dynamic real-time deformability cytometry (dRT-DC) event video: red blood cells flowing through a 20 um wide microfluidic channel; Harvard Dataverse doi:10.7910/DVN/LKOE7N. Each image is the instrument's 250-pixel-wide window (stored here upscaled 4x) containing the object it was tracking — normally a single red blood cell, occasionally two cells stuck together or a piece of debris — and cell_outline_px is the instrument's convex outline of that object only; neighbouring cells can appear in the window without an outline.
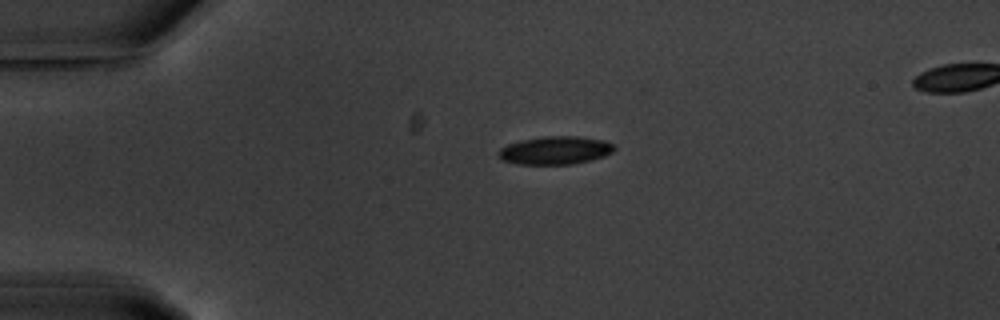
{"species": "common noctule bat (a hibernating species)", "species_latin": "Nyctalus noctula", "temperature_condition": "warm", "stored_images_in_passage": 44, "camera_frame_rate_fps": 3000, "um_per_image_px": 0.085, "animal": {"sex": "male", "body_mass_g": 20.1, "forearm_length_mm": 53.5}, "frame": {"image": 1, "passage_image": 1, "time_ms": 0.0, "image_size_px": [1000, 320], "cell_outline_px": [[616, 148], [612, 152], [604, 156], [572, 164], [516, 164], [500, 160], [496, 156], [496, 152], [500, 148], [508, 144], [520, 140], [544, 136], [576, 136], [604, 140], [612, 144]], "centroid_in_image_um": [47.12, 12.78], "position_along_channel_um": 37.9, "area_um2": 19.07}}
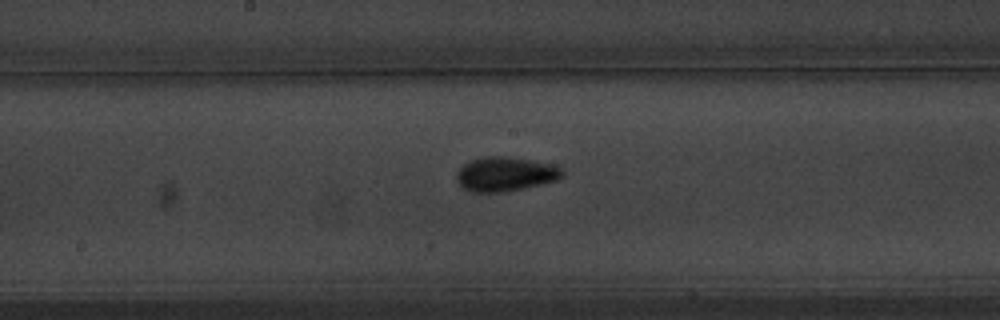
{"frame": {"image": 2, "passage_image": 18, "time_ms": 5.667, "image_size_px": [1000, 320], "cell_outline_px": [[564, 176], [556, 180], [524, 188], [504, 192], [472, 192], [464, 188], [456, 180], [456, 172], [468, 160], [480, 156], [508, 156], [532, 160], [552, 164], [560, 168], [564, 172]], "centroid_in_image_um": [42.92, 14.78], "position_along_channel_um": 205.3, "area_um2": 21.33}}
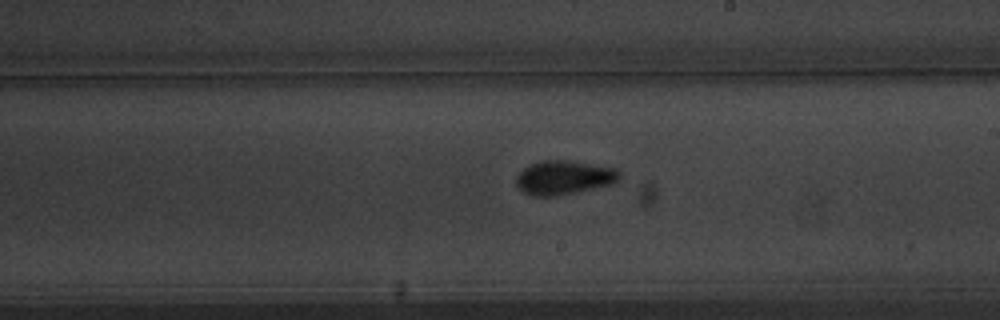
{"frame": {"image": 3, "passage_image": 21, "time_ms": 6.667, "image_size_px": [1000, 320], "cell_outline_px": [[620, 180], [616, 184], [556, 196], [532, 196], [524, 192], [516, 184], [516, 176], [524, 168], [540, 160], [568, 160], [616, 168], [620, 172]], "centroid_in_image_um": [47.98, 15.09], "position_along_channel_um": 241.0, "area_um2": 20.63}, "authors_computed_cell_mechanics": {"area_um2": 19.1896, "velocity_mm_per_s": 3.6016, "shape_relaxation_time_tau1_ms": 3.2765, "shape_relaxation_time_tau2_ms": 1.1003, "deformation_change_tau1": 0.1164, "deformation_change_tau2": 0.0523}}